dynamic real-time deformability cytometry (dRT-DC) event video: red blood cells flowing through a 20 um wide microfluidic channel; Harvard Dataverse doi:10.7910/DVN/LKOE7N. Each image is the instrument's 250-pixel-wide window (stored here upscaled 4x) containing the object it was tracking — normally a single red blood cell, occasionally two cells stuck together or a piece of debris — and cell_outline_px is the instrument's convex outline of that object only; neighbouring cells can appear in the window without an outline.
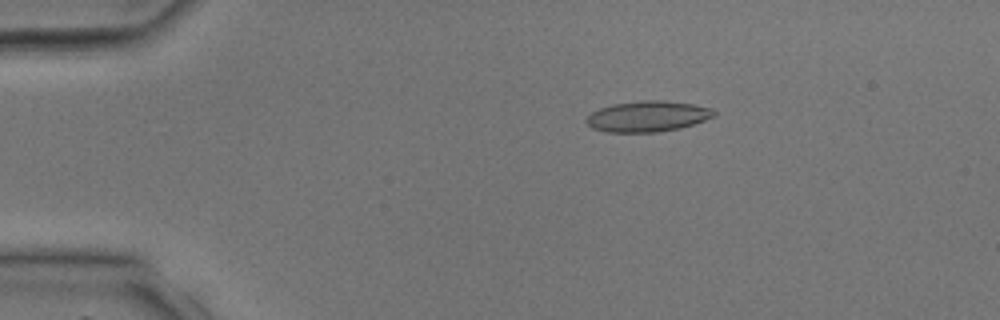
{"species": "common noctule bat (a hibernating species)", "species_latin": "Nyctalus noctula", "temperature_condition": "room temperature", "stored_images_in_passage": 38, "camera_frame_rate_fps": 3000, "um_per_image_px": 0.085, "animal": {"sex": "male", "body_mass_g": 17.9, "forearm_length_mm": 54.2}, "frame": {"image": 1, "passage_image": 6, "time_ms": 1.667, "image_size_px": [1000, 320], "cell_outline_px": [[716, 116], [680, 128], [656, 132], [604, 132], [592, 128], [584, 120], [592, 112], [600, 108], [612, 104], [644, 100], [664, 100], [692, 104], [712, 108], [716, 112]], "centroid_in_image_um": [55.04, 9.89], "position_along_channel_um": 30.0, "area_um2": 22.89}}
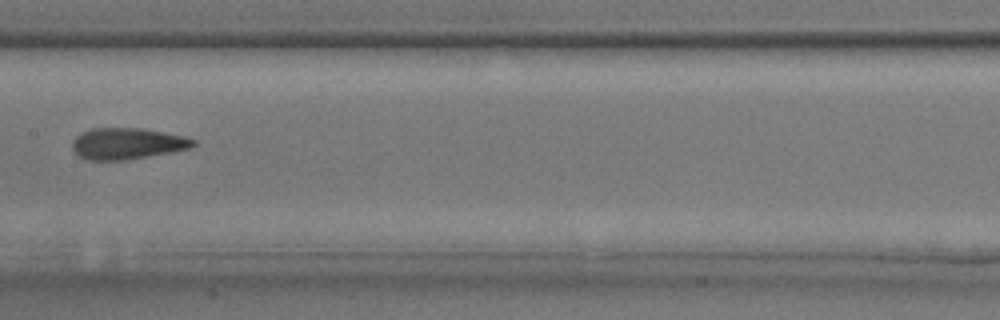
{"frame": {"image": 2, "passage_image": 19, "time_ms": 6.0, "image_size_px": [1000, 320], "cell_outline_px": [[196, 144], [192, 148], [172, 152], [128, 160], [88, 160], [80, 156], [72, 148], [72, 140], [76, 136], [92, 128], [140, 128], [188, 136], [196, 140]], "centroid_in_image_um": [10.87, 12.2], "position_along_channel_um": 196.5, "area_um2": 22.25}}
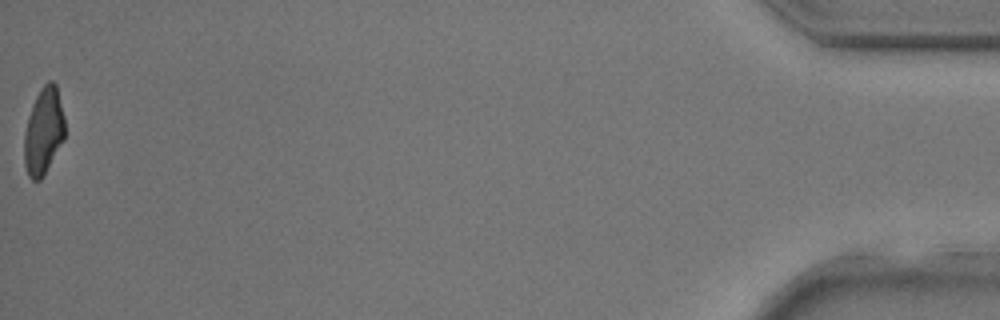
{"frame": {"image": 3, "passage_image": 38, "time_ms": 12.333, "image_size_px": [1000, 320], "cell_outline_px": [[64, 140], [40, 180], [32, 180], [28, 176], [24, 164], [24, 132], [28, 116], [32, 104], [40, 88], [48, 80], [52, 80], [56, 84], [64, 116]], "centroid_in_image_um": [3.69, 11.13], "position_along_channel_um": 431.5, "area_um2": 20.58}}